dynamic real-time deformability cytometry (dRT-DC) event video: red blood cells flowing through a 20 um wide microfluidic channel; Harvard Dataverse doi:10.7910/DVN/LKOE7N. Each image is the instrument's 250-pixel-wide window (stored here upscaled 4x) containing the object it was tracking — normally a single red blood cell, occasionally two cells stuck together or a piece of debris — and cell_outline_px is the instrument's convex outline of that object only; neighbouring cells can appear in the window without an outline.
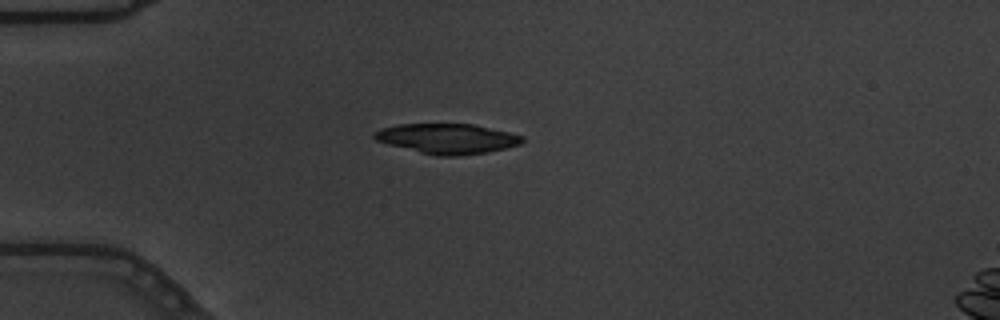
{"species": "common noctule bat (a hibernating species)", "species_latin": "Nyctalus noctula", "temperature_condition": "warm", "stored_images_in_passage": 42, "camera_frame_rate_fps": 3000, "um_per_image_px": 0.085, "animal": {"sex": "male", "body_mass_g": 19.5, "forearm_length_mm": 54.6}, "frame": {"image": 1, "passage_image": 2, "time_ms": 0.333, "image_size_px": [1000, 320], "cell_outline_px": [[524, 140], [520, 144], [488, 152], [460, 156], [436, 156], [388, 144], [376, 140], [372, 136], [380, 128], [396, 124], [472, 124], [508, 132], [524, 136]], "centroid_in_image_um": [38.01, 11.78], "position_along_channel_um": 47.0, "area_um2": 25.78}}
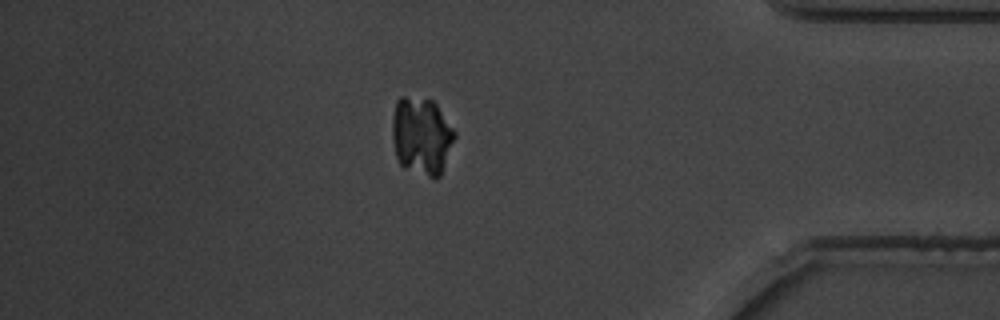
{"frame": {"image": 2, "passage_image": 35, "time_ms": 11.333, "image_size_px": [1000, 320], "cell_outline_px": [[456, 136], [440, 176], [436, 180], [404, 168], [400, 164], [396, 156], [392, 136], [392, 116], [396, 100], [400, 96], [404, 96], [432, 100], [436, 104], [456, 132]], "centroid_in_image_um": [35.82, 11.56], "position_along_channel_um": 399.4, "area_um2": 28.5}}